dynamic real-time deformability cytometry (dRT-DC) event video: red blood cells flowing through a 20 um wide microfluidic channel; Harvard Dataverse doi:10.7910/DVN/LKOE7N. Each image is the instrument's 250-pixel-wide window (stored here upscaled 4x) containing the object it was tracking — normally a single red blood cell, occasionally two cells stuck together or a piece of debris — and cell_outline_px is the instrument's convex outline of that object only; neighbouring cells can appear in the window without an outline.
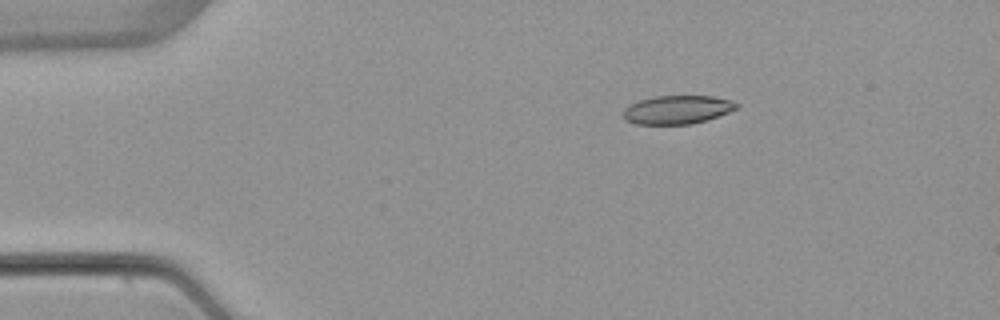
{"species": "common noctule bat (a hibernating species)", "species_latin": "Nyctalus noctula", "temperature_condition": "warm", "stored_images_in_passage": 4, "camera_frame_rate_fps": 3000, "um_per_image_px": 0.085, "animal": {"sex": "female", "body_mass_g": 22.7, "forearm_length_mm": 54.2}, "frame": {"image": 1, "passage_image": 2, "time_ms": 2.333, "image_size_px": [1000, 320], "cell_outline_px": [[740, 108], [708, 120], [692, 124], [636, 124], [624, 120], [624, 108], [628, 104], [640, 100], [656, 96], [712, 96], [732, 100], [740, 104]], "centroid_in_image_um": [57.61, 9.32], "position_along_channel_um": 27.4, "area_um2": 19.07}}
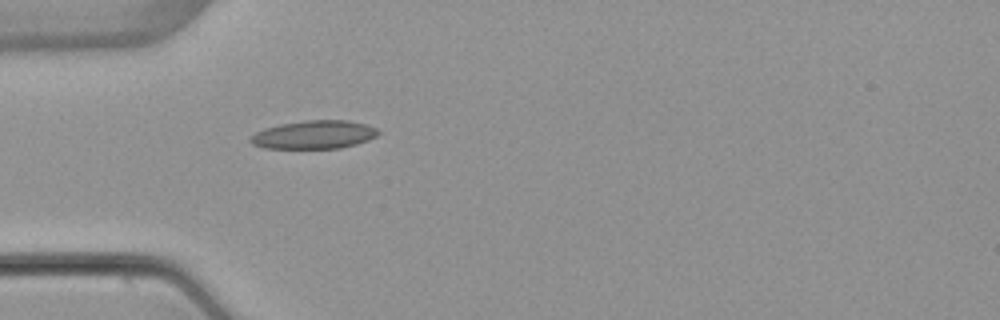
{"frame": {"image": 2, "passage_image": 4, "time_ms": 4.667, "image_size_px": [1000, 320], "cell_outline_px": [[380, 132], [376, 136], [368, 140], [356, 144], [340, 148], [264, 148], [252, 144], [248, 140], [256, 132], [264, 128], [280, 124], [304, 120], [348, 120], [364, 124], [376, 128]], "centroid_in_image_um": [26.68, 11.44], "position_along_channel_um": 58.3, "area_um2": 21.04}}